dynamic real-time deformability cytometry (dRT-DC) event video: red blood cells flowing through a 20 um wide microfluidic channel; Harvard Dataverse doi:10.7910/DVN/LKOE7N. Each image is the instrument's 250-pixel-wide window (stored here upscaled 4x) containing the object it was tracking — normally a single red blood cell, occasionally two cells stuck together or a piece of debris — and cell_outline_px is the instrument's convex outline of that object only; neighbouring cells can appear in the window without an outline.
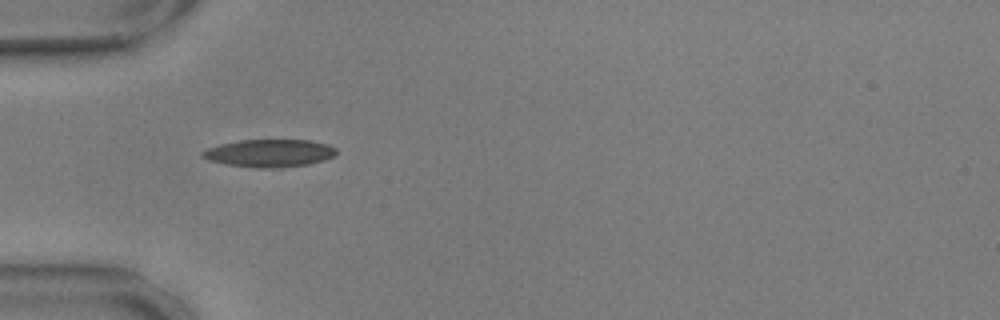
{"species": "common noctule bat (a hibernating species)", "species_latin": "Nyctalus noctula", "temperature_condition": "warm", "stored_images_in_passage": 38, "camera_frame_rate_fps": 3000, "um_per_image_px": 0.085, "animal": {"sex": "male", "body_mass_g": 17.9, "forearm_length_mm": 54.2}, "frame": {"image": 1, "passage_image": 1, "time_ms": 0.0, "image_size_px": [1000, 320], "cell_outline_px": [[336, 152], [332, 156], [324, 160], [308, 164], [280, 168], [256, 168], [228, 164], [208, 160], [200, 156], [200, 152], [208, 148], [220, 144], [240, 140], [308, 140], [328, 144], [336, 148]], "centroid_in_image_um": [22.88, 13.02], "position_along_channel_um": 62.1, "area_um2": 21.56}}
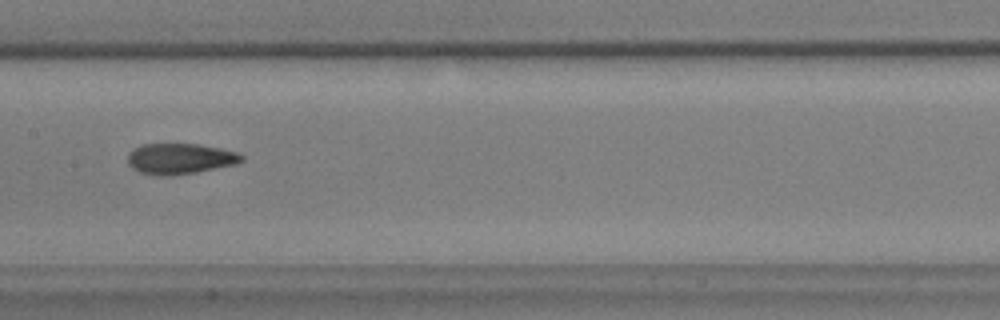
{"frame": {"image": 2, "passage_image": 12, "time_ms": 3.667, "image_size_px": [1000, 320], "cell_outline_px": [[244, 160], [236, 164], [196, 172], [168, 176], [156, 176], [140, 172], [132, 168], [128, 164], [128, 152], [140, 144], [200, 144], [220, 148], [236, 152], [244, 156]], "centroid_in_image_um": [15.28, 13.49], "position_along_channel_um": 192.1, "area_um2": 20.52}}
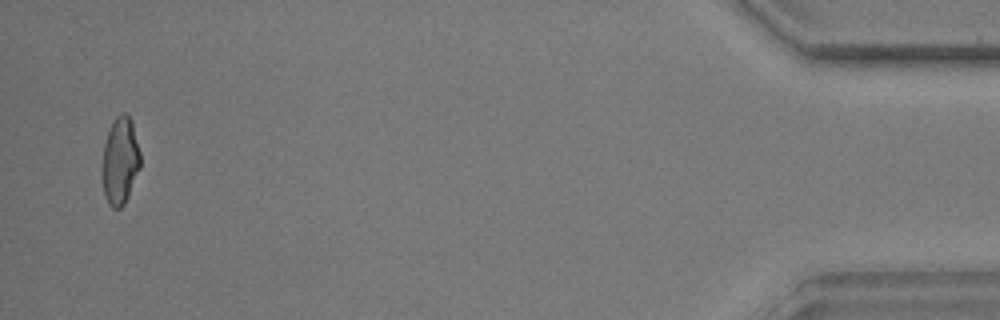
{"frame": {"image": 3, "passage_image": 38, "time_ms": 12.333, "image_size_px": [1000, 320], "cell_outline_px": [[140, 168], [128, 196], [124, 204], [120, 208], [112, 208], [108, 204], [104, 196], [100, 176], [100, 168], [104, 144], [108, 132], [116, 116], [124, 112], [132, 120], [140, 152]], "centroid_in_image_um": [10.18, 13.71], "position_along_channel_um": 425.0, "area_um2": 19.83}, "authors_computed_cell_mechanics": {"area_um2": 19.7965, "velocity_mm_per_s": 3.5976, "shape_relaxation_time_tau1_ms": 6.3779, "shape_relaxation_time_tau2_ms": 2.2913, "deformation_change_tau1": 0.2197, "deformation_change_tau2": 0.1083}}